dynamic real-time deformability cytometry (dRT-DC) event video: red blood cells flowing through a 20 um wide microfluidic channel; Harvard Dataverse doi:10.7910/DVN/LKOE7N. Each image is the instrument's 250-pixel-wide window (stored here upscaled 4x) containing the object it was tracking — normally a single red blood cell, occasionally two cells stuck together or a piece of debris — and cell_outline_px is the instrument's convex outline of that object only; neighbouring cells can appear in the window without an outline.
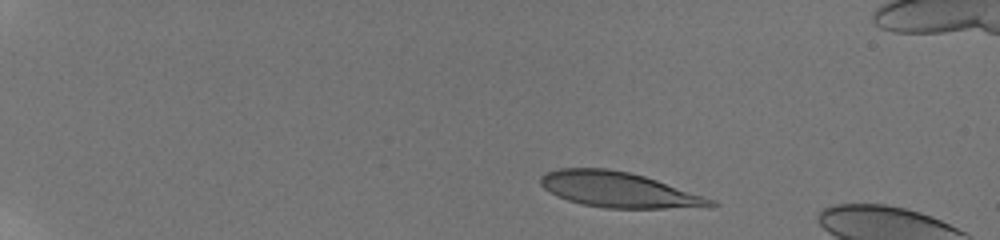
{"species": "human", "species_latin": "Homo sapiens", "temperature_condition": "room temperature", "stored_images_in_passage": 10, "camera_frame_rate_fps": 3000, "um_per_image_px": 0.085, "donor": {"sex": "male"}, "frame": {"image": 1, "passage_image": 1, "time_ms": 0.0, "image_size_px": [1000, 240], "cell_outline_px": [[720, 204], [712, 208], [604, 208], [580, 204], [556, 196], [544, 188], [540, 184], [540, 176], [544, 172], [560, 168], [608, 168], [628, 172], [644, 176], [716, 200]], "centroid_in_image_um": [52.62, 16.14], "position_along_channel_um": 32.4, "area_um2": 35.37}}